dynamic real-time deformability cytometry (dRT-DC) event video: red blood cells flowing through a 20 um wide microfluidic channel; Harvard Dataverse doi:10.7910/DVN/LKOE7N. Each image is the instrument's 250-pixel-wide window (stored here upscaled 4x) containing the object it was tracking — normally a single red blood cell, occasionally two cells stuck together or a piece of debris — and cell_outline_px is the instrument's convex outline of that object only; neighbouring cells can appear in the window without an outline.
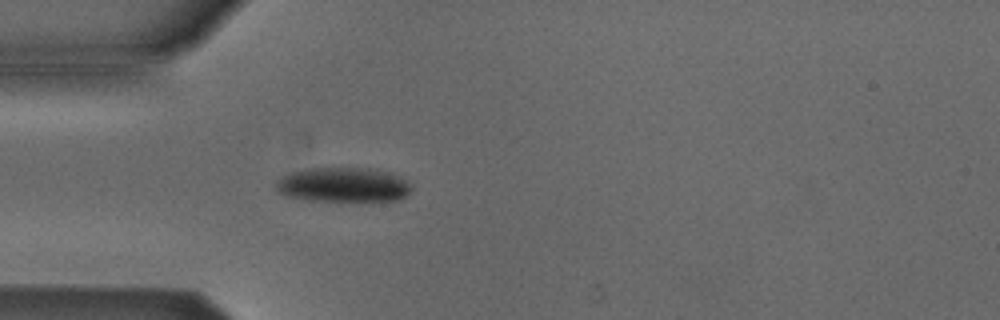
{"species": "Egyptian fruit bat (a non-hibernating species)", "species_latin": "Rousettus aegyptiacus", "temperature_condition": "cold", "stored_images_in_passage": 3, "camera_frame_rate_fps": 3000, "um_per_image_px": 0.085, "animal": {"sex": "male"}, "frame": {"image": 1, "passage_image": 3, "time_ms": 3.333, "image_size_px": [1000, 320], "cell_outline_px": [[412, 192], [400, 200], [308, 200], [288, 196], [276, 192], [276, 180], [280, 176], [292, 172], [312, 168], [368, 168], [388, 172], [408, 180], [412, 184]], "centroid_in_image_um": [29.19, 15.7], "position_along_channel_um": 55.8, "area_um2": 27.34}}